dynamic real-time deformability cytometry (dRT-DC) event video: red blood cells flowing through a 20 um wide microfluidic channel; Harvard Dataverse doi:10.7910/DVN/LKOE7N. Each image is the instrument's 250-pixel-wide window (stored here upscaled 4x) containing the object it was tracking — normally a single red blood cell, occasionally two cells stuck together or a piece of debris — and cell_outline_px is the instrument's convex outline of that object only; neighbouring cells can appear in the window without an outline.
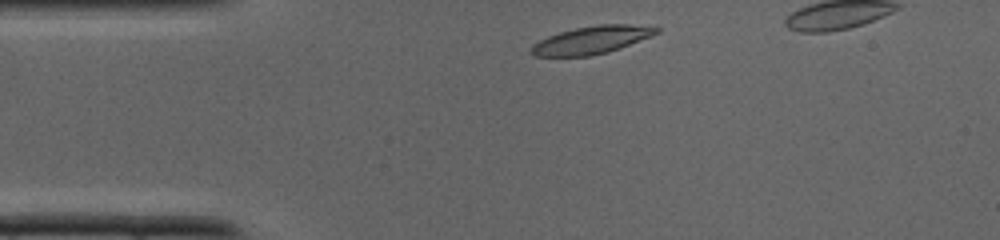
{"species": "common noctule bat (a hibernating species)", "species_latin": "Nyctalus noctula", "temperature_condition": "cold", "stored_images_in_passage": 26, "segment_of_instrument_passage": [1, 2], "camera_frame_rate_fps": 3000, "um_per_image_px": 0.085, "animal": {"sex": "male", "body_mass_g": 19.0, "forearm_length_mm": 50.8}, "frame": {"image": 1, "passage_image": 1, "time_ms": 0.0, "image_size_px": [1000, 240], "cell_outline_px": [[660, 32], [620, 48], [608, 52], [588, 56], [536, 56], [532, 52], [532, 44], [548, 36], [560, 32], [576, 28], [600, 24], [628, 24], [660, 28]], "centroid_in_image_um": [50.29, 3.4], "position_along_channel_um": 34.7, "area_um2": 19.88}}
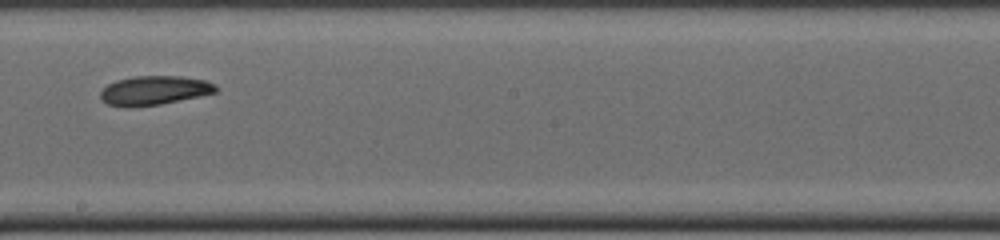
{"frame": {"image": 2, "passage_image": 14, "time_ms": 4.333, "image_size_px": [1000, 240], "cell_outline_px": [[216, 92], [200, 96], [160, 104], [128, 108], [108, 104], [100, 100], [100, 92], [108, 84], [116, 80], [136, 76], [180, 76], [204, 80], [216, 84]], "centroid_in_image_um": [13.08, 7.69], "position_along_channel_um": 235.1, "area_um2": 19.59}}
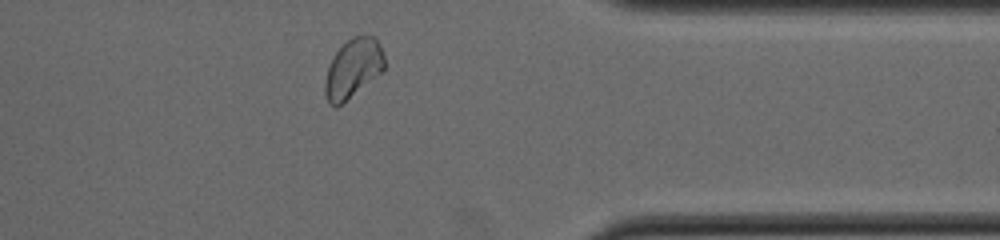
{"frame": {"image": 3, "passage_image": 23, "time_ms": 7.333, "image_size_px": [1000, 240], "cell_outline_px": [[384, 68], [380, 72], [336, 108], [328, 104], [324, 92], [324, 80], [328, 68], [336, 52], [352, 36], [372, 36], [376, 40], [384, 56]], "centroid_in_image_um": [29.96, 5.83], "position_along_channel_um": 381.4, "area_um2": 19.83}}